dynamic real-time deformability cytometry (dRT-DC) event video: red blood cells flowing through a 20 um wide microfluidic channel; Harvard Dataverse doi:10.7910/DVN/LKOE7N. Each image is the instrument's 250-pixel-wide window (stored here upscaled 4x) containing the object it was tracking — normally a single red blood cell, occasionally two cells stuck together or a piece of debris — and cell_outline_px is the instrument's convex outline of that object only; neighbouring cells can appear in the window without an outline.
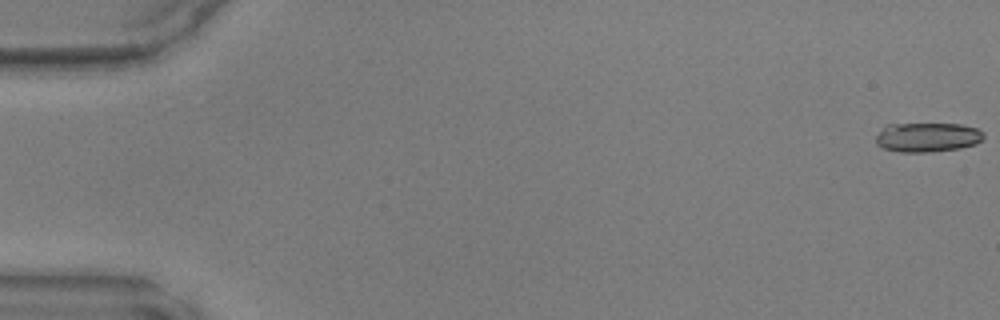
{"species": "common noctule bat (a hibernating species)", "species_latin": "Nyctalus noctula", "temperature_condition": "warm", "stored_images_in_passage": 10, "camera_frame_rate_fps": 3000, "um_per_image_px": 0.085, "animal": {"sex": "male", "body_mass_g": 17.9, "forearm_length_mm": 54.2}, "frame": {"image": 1, "passage_image": 1, "time_ms": 0.0, "image_size_px": [1000, 320], "cell_outline_px": [[984, 136], [976, 144], [960, 148], [924, 152], [900, 152], [884, 148], [876, 144], [876, 136], [884, 124], [960, 124], [976, 128], [984, 132]], "centroid_in_image_um": [78.8, 11.66], "position_along_channel_um": 6.2, "area_um2": 18.44}}